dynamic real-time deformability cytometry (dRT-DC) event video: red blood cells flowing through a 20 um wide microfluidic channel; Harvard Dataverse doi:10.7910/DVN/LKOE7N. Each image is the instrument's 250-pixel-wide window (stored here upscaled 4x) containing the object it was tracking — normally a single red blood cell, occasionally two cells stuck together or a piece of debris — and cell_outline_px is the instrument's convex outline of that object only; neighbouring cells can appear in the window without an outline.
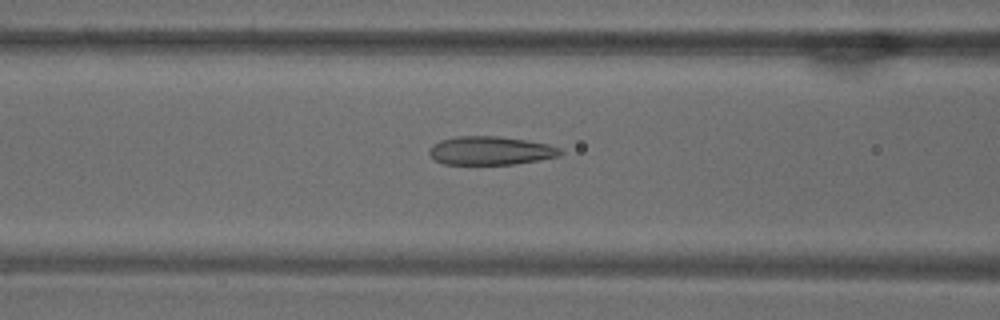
{"species": "common noctule bat (a hibernating species)", "species_latin": "Nyctalus noctula", "temperature_condition": "warm", "stored_images_in_passage": 54, "camera_frame_rate_fps": 3000, "um_per_image_px": 0.085, "animal": {"sex": "male", "body_mass_g": 18.8}, "frame": {"image": 1, "passage_image": 22, "time_ms": 7.0, "image_size_px": [1000, 320], "cell_outline_px": [[564, 152], [556, 156], [536, 160], [512, 164], [444, 164], [436, 160], [428, 152], [428, 148], [432, 144], [440, 140], [456, 136], [496, 136], [524, 140], [548, 144], [560, 148]], "centroid_in_image_um": [41.64, 12.79], "position_along_channel_um": 125.0, "area_um2": 21.56}}
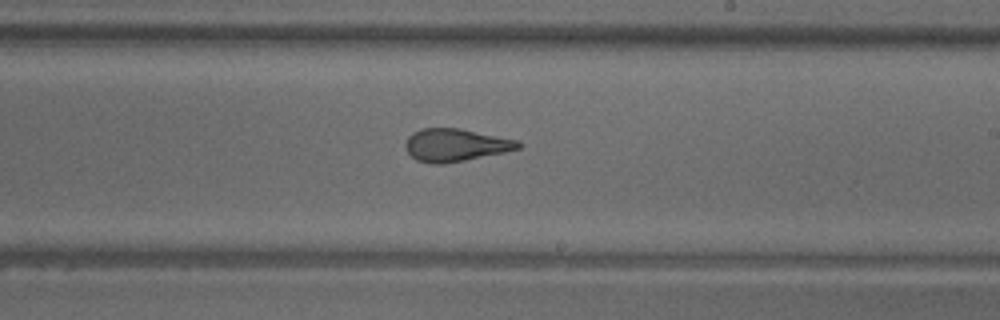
{"frame": {"image": 2, "passage_image": 32, "time_ms": 10.333, "image_size_px": [1000, 320], "cell_outline_px": [[524, 144], [520, 148], [504, 152], [444, 164], [432, 164], [416, 160], [404, 148], [404, 144], [408, 136], [412, 132], [420, 128], [460, 128], [520, 140]], "centroid_in_image_um": [38.72, 12.32], "position_along_channel_um": 250.3, "area_um2": 21.73}}
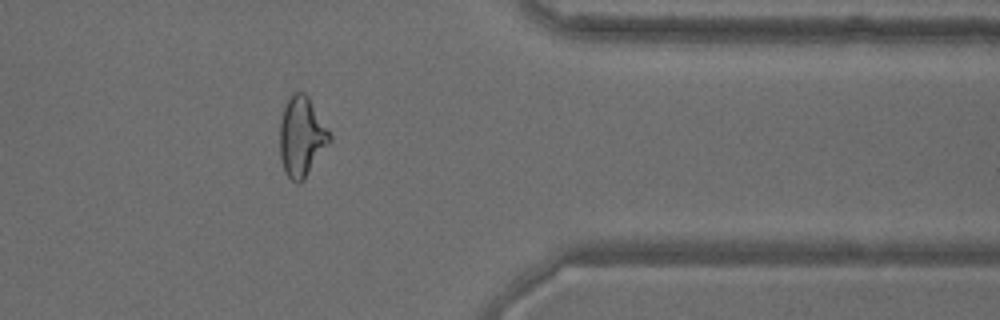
{"frame": {"image": 3, "passage_image": 44, "time_ms": 14.333, "image_size_px": [1000, 320], "cell_outline_px": [[332, 140], [304, 180], [300, 184], [296, 184], [284, 172], [280, 156], [280, 120], [284, 104], [288, 96], [292, 92], [304, 92], [308, 96], [332, 136]], "centroid_in_image_um": [25.63, 11.62], "position_along_channel_um": 385.8, "area_um2": 23.47}, "authors_computed_cell_mechanics": {"area_um2": 23.9003, "velocity_mm_per_s": 3.7581, "shape_relaxation_time_tau1_ms": null, "shape_relaxation_time_tau2_ms": 1.4742, "deformation_change_tau1": null, "deformation_change_tau2": 0.1108}}